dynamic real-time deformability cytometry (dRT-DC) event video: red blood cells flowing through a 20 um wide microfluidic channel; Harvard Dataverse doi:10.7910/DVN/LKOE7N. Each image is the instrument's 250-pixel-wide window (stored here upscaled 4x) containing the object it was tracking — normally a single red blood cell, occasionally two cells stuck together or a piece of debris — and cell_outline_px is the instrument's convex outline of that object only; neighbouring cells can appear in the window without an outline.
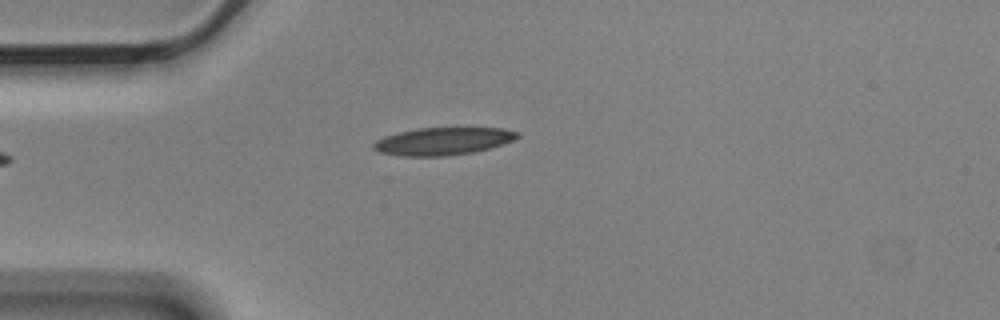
{"species": "Egyptian fruit bat (a non-hibernating species)", "species_latin": "Rousettus aegyptiacus", "temperature_condition": "cold", "stored_images_in_passage": 4, "camera_frame_rate_fps": 3000, "um_per_image_px": 0.085, "animal": {"sex": "male"}, "frame": {"image": 1, "passage_image": 4, "time_ms": 1.0, "image_size_px": [1000, 320], "cell_outline_px": [[520, 136], [512, 140], [488, 148], [472, 152], [448, 156], [400, 156], [380, 152], [372, 148], [372, 144], [376, 140], [384, 136], [400, 132], [420, 128], [504, 128], [520, 132]], "centroid_in_image_um": [37.63, 12.0], "position_along_channel_um": 47.4, "area_um2": 22.95}}